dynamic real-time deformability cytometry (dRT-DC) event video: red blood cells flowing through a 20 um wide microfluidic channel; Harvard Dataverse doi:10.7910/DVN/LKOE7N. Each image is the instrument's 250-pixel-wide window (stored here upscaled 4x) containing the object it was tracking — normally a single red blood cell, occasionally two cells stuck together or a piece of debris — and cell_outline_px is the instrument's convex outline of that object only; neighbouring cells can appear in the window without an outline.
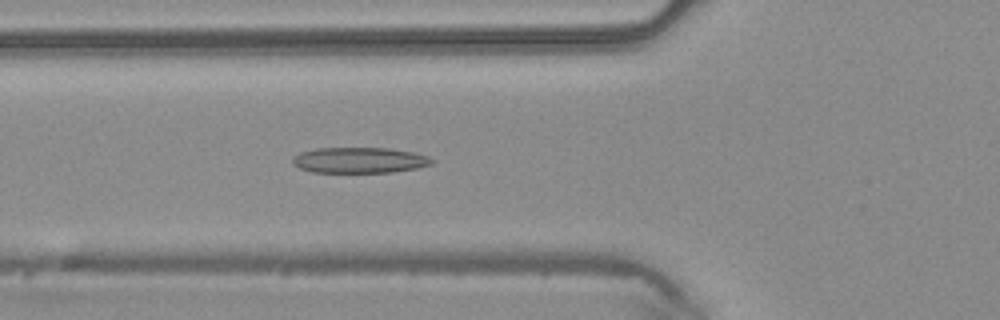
{"species": "common noctule bat (a hibernating species)", "species_latin": "Nyctalus noctula", "temperature_condition": "warm", "stored_images_in_passage": 34, "camera_frame_rate_fps": 3000, "um_per_image_px": 0.085, "animal": {"sex": "male", "body_mass_g": 20.4}, "frame": {"image": 1, "passage_image": 7, "time_ms": 2.0, "image_size_px": [1000, 320], "cell_outline_px": [[436, 160], [432, 164], [416, 168], [392, 172], [312, 172], [300, 168], [292, 164], [292, 156], [300, 152], [316, 148], [388, 148], [412, 152], [428, 156]], "centroid_in_image_um": [30.54, 13.61], "position_along_channel_um": 95.3, "area_um2": 20.92}}
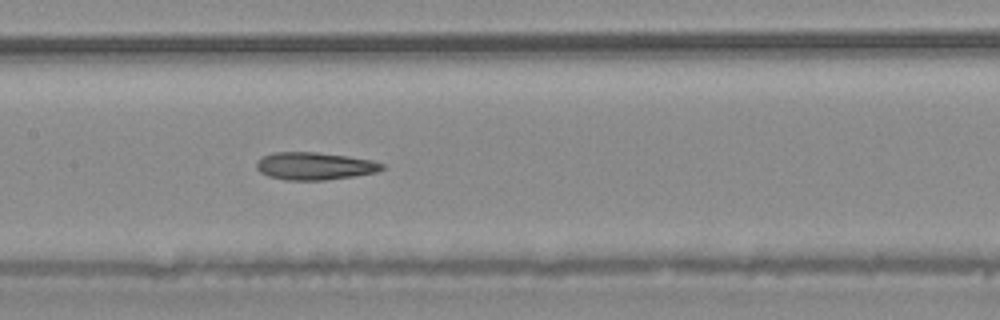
{"frame": {"image": 2, "passage_image": 13, "time_ms": 4.0, "image_size_px": [1000, 320], "cell_outline_px": [[384, 168], [376, 172], [352, 176], [324, 180], [288, 180], [268, 176], [260, 172], [256, 168], [256, 160], [272, 152], [316, 152], [348, 156], [372, 160], [384, 164]], "centroid_in_image_um": [26.71, 14.1], "position_along_channel_um": 180.7, "area_um2": 20.11}}
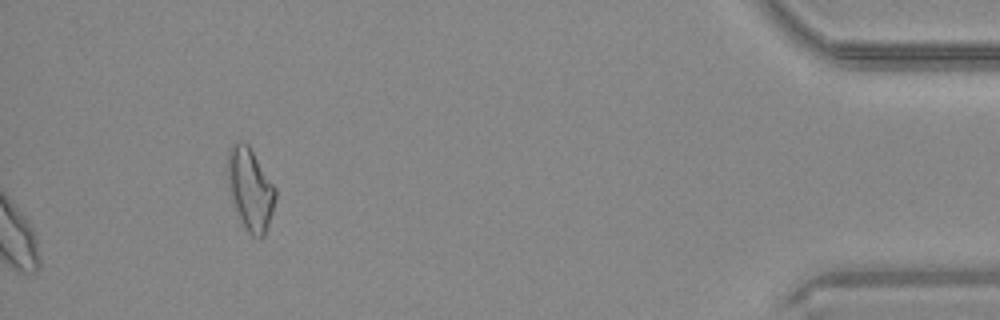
{"frame": {"image": 3, "passage_image": 34, "time_ms": 11.0, "image_size_px": [1000, 320], "cell_outline_px": [[276, 200], [264, 236], [260, 240], [252, 236], [240, 224], [228, 188], [228, 148], [236, 140], [248, 144], [276, 188]], "centroid_in_image_um": [21.26, 16.11], "position_along_channel_um": 413.9, "area_um2": 23.12}, "authors_computed_cell_mechanics": {"area_um2": 20.9814, "velocity_mm_per_s": 4.2434, "shape_relaxation_time_tau1_ms": null, "shape_relaxation_time_tau2_ms": 4.8184, "deformation_change_tau1": null, "deformation_change_tau2": 0.1662}}